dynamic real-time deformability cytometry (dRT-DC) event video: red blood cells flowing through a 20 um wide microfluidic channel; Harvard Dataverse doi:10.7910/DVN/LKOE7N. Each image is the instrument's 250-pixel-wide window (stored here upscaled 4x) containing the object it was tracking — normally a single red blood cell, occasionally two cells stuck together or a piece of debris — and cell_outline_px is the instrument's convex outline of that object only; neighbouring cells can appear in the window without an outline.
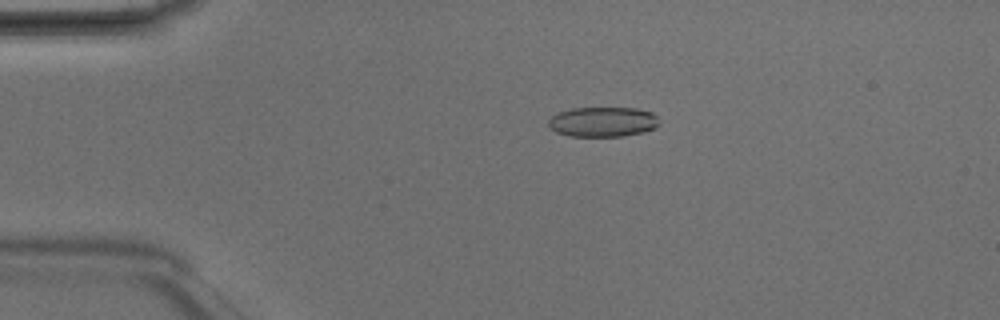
{"species": "Egyptian fruit bat (a non-hibernating species)", "species_latin": "Rousettus aegyptiacus", "temperature_condition": "room temperature", "stored_images_in_passage": 4, "camera_frame_rate_fps": 3000, "um_per_image_px": 0.085, "animal": {"sex": "male"}, "frame": {"image": 1, "passage_image": 3, "time_ms": 0.667, "image_size_px": [1000, 320], "cell_outline_px": [[660, 124], [656, 128], [644, 132], [624, 136], [572, 136], [556, 132], [548, 128], [548, 120], [556, 112], [572, 108], [636, 108], [652, 112], [660, 120]], "centroid_in_image_um": [51.25, 10.35], "position_along_channel_um": 33.8, "area_um2": 19.59}}